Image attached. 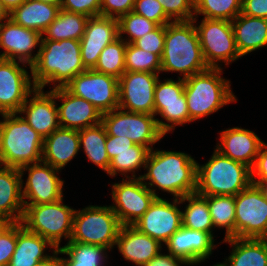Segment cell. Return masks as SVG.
<instances>
[{"mask_svg": "<svg viewBox=\"0 0 267 266\" xmlns=\"http://www.w3.org/2000/svg\"><path fill=\"white\" fill-rule=\"evenodd\" d=\"M106 137L107 132L102 123L79 130L80 148L83 147L90 162L108 173L111 161L105 148Z\"/></svg>", "mask_w": 267, "mask_h": 266, "instance_id": "obj_35", "label": "cell"}, {"mask_svg": "<svg viewBox=\"0 0 267 266\" xmlns=\"http://www.w3.org/2000/svg\"><path fill=\"white\" fill-rule=\"evenodd\" d=\"M231 24L236 46L242 57L267 46V19L240 13Z\"/></svg>", "mask_w": 267, "mask_h": 266, "instance_id": "obj_28", "label": "cell"}, {"mask_svg": "<svg viewBox=\"0 0 267 266\" xmlns=\"http://www.w3.org/2000/svg\"><path fill=\"white\" fill-rule=\"evenodd\" d=\"M208 68L194 22L175 21L166 24L160 72H178L185 79Z\"/></svg>", "mask_w": 267, "mask_h": 266, "instance_id": "obj_3", "label": "cell"}, {"mask_svg": "<svg viewBox=\"0 0 267 266\" xmlns=\"http://www.w3.org/2000/svg\"><path fill=\"white\" fill-rule=\"evenodd\" d=\"M9 18H10V13L6 9L3 2L0 0V23L9 19Z\"/></svg>", "mask_w": 267, "mask_h": 266, "instance_id": "obj_54", "label": "cell"}, {"mask_svg": "<svg viewBox=\"0 0 267 266\" xmlns=\"http://www.w3.org/2000/svg\"><path fill=\"white\" fill-rule=\"evenodd\" d=\"M133 11L158 25L173 22L164 12L158 0H135Z\"/></svg>", "mask_w": 267, "mask_h": 266, "instance_id": "obj_44", "label": "cell"}, {"mask_svg": "<svg viewBox=\"0 0 267 266\" xmlns=\"http://www.w3.org/2000/svg\"><path fill=\"white\" fill-rule=\"evenodd\" d=\"M113 205H110L121 225L135 224L157 198L141 178L122 179L112 185Z\"/></svg>", "mask_w": 267, "mask_h": 266, "instance_id": "obj_14", "label": "cell"}, {"mask_svg": "<svg viewBox=\"0 0 267 266\" xmlns=\"http://www.w3.org/2000/svg\"><path fill=\"white\" fill-rule=\"evenodd\" d=\"M89 17L60 9L54 21L44 30L42 40L59 41L64 39L78 40L85 32Z\"/></svg>", "mask_w": 267, "mask_h": 266, "instance_id": "obj_32", "label": "cell"}, {"mask_svg": "<svg viewBox=\"0 0 267 266\" xmlns=\"http://www.w3.org/2000/svg\"><path fill=\"white\" fill-rule=\"evenodd\" d=\"M42 34L36 30L25 28L16 24L12 19L0 23V48L4 52L0 54L1 59L21 62L23 67L34 64L38 57V51L32 55L35 47L41 46Z\"/></svg>", "mask_w": 267, "mask_h": 266, "instance_id": "obj_19", "label": "cell"}, {"mask_svg": "<svg viewBox=\"0 0 267 266\" xmlns=\"http://www.w3.org/2000/svg\"><path fill=\"white\" fill-rule=\"evenodd\" d=\"M20 63L0 58V114L18 113L36 88Z\"/></svg>", "mask_w": 267, "mask_h": 266, "instance_id": "obj_17", "label": "cell"}, {"mask_svg": "<svg viewBox=\"0 0 267 266\" xmlns=\"http://www.w3.org/2000/svg\"><path fill=\"white\" fill-rule=\"evenodd\" d=\"M252 183L258 185L262 189L265 197L267 198V181H252Z\"/></svg>", "mask_w": 267, "mask_h": 266, "instance_id": "obj_55", "label": "cell"}, {"mask_svg": "<svg viewBox=\"0 0 267 266\" xmlns=\"http://www.w3.org/2000/svg\"><path fill=\"white\" fill-rule=\"evenodd\" d=\"M251 181H267V144L264 142L251 168Z\"/></svg>", "mask_w": 267, "mask_h": 266, "instance_id": "obj_49", "label": "cell"}, {"mask_svg": "<svg viewBox=\"0 0 267 266\" xmlns=\"http://www.w3.org/2000/svg\"><path fill=\"white\" fill-rule=\"evenodd\" d=\"M158 79L154 90V115L158 114L163 120L157 118L159 129L166 135L172 132L175 126L192 122L189 117L187 99L184 94V79L178 80Z\"/></svg>", "mask_w": 267, "mask_h": 266, "instance_id": "obj_13", "label": "cell"}, {"mask_svg": "<svg viewBox=\"0 0 267 266\" xmlns=\"http://www.w3.org/2000/svg\"><path fill=\"white\" fill-rule=\"evenodd\" d=\"M23 176L28 171V177L23 186L22 198L24 205L52 203L63 198L64 180L60 179L58 169L43 161L21 167ZM25 198L29 201H26Z\"/></svg>", "mask_w": 267, "mask_h": 266, "instance_id": "obj_15", "label": "cell"}, {"mask_svg": "<svg viewBox=\"0 0 267 266\" xmlns=\"http://www.w3.org/2000/svg\"><path fill=\"white\" fill-rule=\"evenodd\" d=\"M208 205L214 228L226 229L224 239L235 237V196H208Z\"/></svg>", "mask_w": 267, "mask_h": 266, "instance_id": "obj_36", "label": "cell"}, {"mask_svg": "<svg viewBox=\"0 0 267 266\" xmlns=\"http://www.w3.org/2000/svg\"><path fill=\"white\" fill-rule=\"evenodd\" d=\"M105 148L110 161L123 152H135V143L128 137L107 135Z\"/></svg>", "mask_w": 267, "mask_h": 266, "instance_id": "obj_48", "label": "cell"}, {"mask_svg": "<svg viewBox=\"0 0 267 266\" xmlns=\"http://www.w3.org/2000/svg\"><path fill=\"white\" fill-rule=\"evenodd\" d=\"M197 163L191 155L184 152L151 149L144 168L147 173L138 178L157 198L160 196L156 193V187L171 193L173 198L181 199L196 193Z\"/></svg>", "mask_w": 267, "mask_h": 266, "instance_id": "obj_1", "label": "cell"}, {"mask_svg": "<svg viewBox=\"0 0 267 266\" xmlns=\"http://www.w3.org/2000/svg\"><path fill=\"white\" fill-rule=\"evenodd\" d=\"M165 14L173 21H191L194 18V0H158Z\"/></svg>", "mask_w": 267, "mask_h": 266, "instance_id": "obj_43", "label": "cell"}, {"mask_svg": "<svg viewBox=\"0 0 267 266\" xmlns=\"http://www.w3.org/2000/svg\"><path fill=\"white\" fill-rule=\"evenodd\" d=\"M0 165L20 169L42 161L43 141L18 113L1 114Z\"/></svg>", "mask_w": 267, "mask_h": 266, "instance_id": "obj_4", "label": "cell"}, {"mask_svg": "<svg viewBox=\"0 0 267 266\" xmlns=\"http://www.w3.org/2000/svg\"><path fill=\"white\" fill-rule=\"evenodd\" d=\"M7 222L0 217V229L6 224Z\"/></svg>", "mask_w": 267, "mask_h": 266, "instance_id": "obj_57", "label": "cell"}, {"mask_svg": "<svg viewBox=\"0 0 267 266\" xmlns=\"http://www.w3.org/2000/svg\"><path fill=\"white\" fill-rule=\"evenodd\" d=\"M180 264L187 265V263H185L180 258L174 257L171 253H164L163 255V253L160 252L144 266H181Z\"/></svg>", "mask_w": 267, "mask_h": 266, "instance_id": "obj_51", "label": "cell"}, {"mask_svg": "<svg viewBox=\"0 0 267 266\" xmlns=\"http://www.w3.org/2000/svg\"><path fill=\"white\" fill-rule=\"evenodd\" d=\"M54 96L62 103L57 106L60 127L81 130L101 123L102 113L87 100L70 93L65 87L54 88Z\"/></svg>", "mask_w": 267, "mask_h": 266, "instance_id": "obj_23", "label": "cell"}, {"mask_svg": "<svg viewBox=\"0 0 267 266\" xmlns=\"http://www.w3.org/2000/svg\"><path fill=\"white\" fill-rule=\"evenodd\" d=\"M75 209L63 204V198L37 205H24L22 225L29 231L47 239L56 249L62 237L71 239Z\"/></svg>", "mask_w": 267, "mask_h": 266, "instance_id": "obj_7", "label": "cell"}, {"mask_svg": "<svg viewBox=\"0 0 267 266\" xmlns=\"http://www.w3.org/2000/svg\"><path fill=\"white\" fill-rule=\"evenodd\" d=\"M79 151V130L59 127L44 138L42 161L61 170Z\"/></svg>", "mask_w": 267, "mask_h": 266, "instance_id": "obj_26", "label": "cell"}, {"mask_svg": "<svg viewBox=\"0 0 267 266\" xmlns=\"http://www.w3.org/2000/svg\"><path fill=\"white\" fill-rule=\"evenodd\" d=\"M121 223L109 206L89 205L75 210L69 242H80L113 249Z\"/></svg>", "mask_w": 267, "mask_h": 266, "instance_id": "obj_8", "label": "cell"}, {"mask_svg": "<svg viewBox=\"0 0 267 266\" xmlns=\"http://www.w3.org/2000/svg\"><path fill=\"white\" fill-rule=\"evenodd\" d=\"M107 250L110 249L80 242H67L59 248V254L68 255V258L60 257L61 266H104L107 262Z\"/></svg>", "mask_w": 267, "mask_h": 266, "instance_id": "obj_34", "label": "cell"}, {"mask_svg": "<svg viewBox=\"0 0 267 266\" xmlns=\"http://www.w3.org/2000/svg\"><path fill=\"white\" fill-rule=\"evenodd\" d=\"M101 123L107 135L128 137L150 150L165 135L159 129L155 115L127 112L120 108L102 114Z\"/></svg>", "mask_w": 267, "mask_h": 266, "instance_id": "obj_10", "label": "cell"}, {"mask_svg": "<svg viewBox=\"0 0 267 266\" xmlns=\"http://www.w3.org/2000/svg\"><path fill=\"white\" fill-rule=\"evenodd\" d=\"M179 204L180 199L174 198L173 202H169L161 197L156 198L133 226L165 244L182 226V211L178 208Z\"/></svg>", "mask_w": 267, "mask_h": 266, "instance_id": "obj_18", "label": "cell"}, {"mask_svg": "<svg viewBox=\"0 0 267 266\" xmlns=\"http://www.w3.org/2000/svg\"><path fill=\"white\" fill-rule=\"evenodd\" d=\"M59 10L60 4L26 0L10 13V19L16 24L42 34L50 23L56 19Z\"/></svg>", "mask_w": 267, "mask_h": 266, "instance_id": "obj_30", "label": "cell"}, {"mask_svg": "<svg viewBox=\"0 0 267 266\" xmlns=\"http://www.w3.org/2000/svg\"><path fill=\"white\" fill-rule=\"evenodd\" d=\"M47 247L56 249L47 239L17 222V245L8 266H36L39 261L50 256L44 254Z\"/></svg>", "mask_w": 267, "mask_h": 266, "instance_id": "obj_29", "label": "cell"}, {"mask_svg": "<svg viewBox=\"0 0 267 266\" xmlns=\"http://www.w3.org/2000/svg\"><path fill=\"white\" fill-rule=\"evenodd\" d=\"M37 1H42V2H47L51 4H60L61 0H37Z\"/></svg>", "mask_w": 267, "mask_h": 266, "instance_id": "obj_56", "label": "cell"}, {"mask_svg": "<svg viewBox=\"0 0 267 266\" xmlns=\"http://www.w3.org/2000/svg\"><path fill=\"white\" fill-rule=\"evenodd\" d=\"M125 71L160 74L161 57L127 43L125 49Z\"/></svg>", "mask_w": 267, "mask_h": 266, "instance_id": "obj_40", "label": "cell"}, {"mask_svg": "<svg viewBox=\"0 0 267 266\" xmlns=\"http://www.w3.org/2000/svg\"><path fill=\"white\" fill-rule=\"evenodd\" d=\"M23 212L20 170L0 165V217L6 222H21Z\"/></svg>", "mask_w": 267, "mask_h": 266, "instance_id": "obj_27", "label": "cell"}, {"mask_svg": "<svg viewBox=\"0 0 267 266\" xmlns=\"http://www.w3.org/2000/svg\"><path fill=\"white\" fill-rule=\"evenodd\" d=\"M101 0H61L60 9L83 14L88 17L100 16Z\"/></svg>", "mask_w": 267, "mask_h": 266, "instance_id": "obj_46", "label": "cell"}, {"mask_svg": "<svg viewBox=\"0 0 267 266\" xmlns=\"http://www.w3.org/2000/svg\"><path fill=\"white\" fill-rule=\"evenodd\" d=\"M241 13L267 19V0H242Z\"/></svg>", "mask_w": 267, "mask_h": 266, "instance_id": "obj_50", "label": "cell"}, {"mask_svg": "<svg viewBox=\"0 0 267 266\" xmlns=\"http://www.w3.org/2000/svg\"><path fill=\"white\" fill-rule=\"evenodd\" d=\"M195 27L208 67L221 68L219 62L229 65L242 57L236 46L231 21L202 18Z\"/></svg>", "mask_w": 267, "mask_h": 266, "instance_id": "obj_9", "label": "cell"}, {"mask_svg": "<svg viewBox=\"0 0 267 266\" xmlns=\"http://www.w3.org/2000/svg\"><path fill=\"white\" fill-rule=\"evenodd\" d=\"M159 74L125 71L118 79V108L154 115V90Z\"/></svg>", "mask_w": 267, "mask_h": 266, "instance_id": "obj_16", "label": "cell"}, {"mask_svg": "<svg viewBox=\"0 0 267 266\" xmlns=\"http://www.w3.org/2000/svg\"><path fill=\"white\" fill-rule=\"evenodd\" d=\"M231 245L232 251L224 266H267V249L262 239L232 237L220 243Z\"/></svg>", "mask_w": 267, "mask_h": 266, "instance_id": "obj_31", "label": "cell"}, {"mask_svg": "<svg viewBox=\"0 0 267 266\" xmlns=\"http://www.w3.org/2000/svg\"><path fill=\"white\" fill-rule=\"evenodd\" d=\"M242 0H194V18L196 23L199 14L206 19L232 21L241 13Z\"/></svg>", "mask_w": 267, "mask_h": 266, "instance_id": "obj_37", "label": "cell"}, {"mask_svg": "<svg viewBox=\"0 0 267 266\" xmlns=\"http://www.w3.org/2000/svg\"><path fill=\"white\" fill-rule=\"evenodd\" d=\"M64 87L73 95L87 100L102 114L119 106L118 78L112 75L87 69Z\"/></svg>", "mask_w": 267, "mask_h": 266, "instance_id": "obj_12", "label": "cell"}, {"mask_svg": "<svg viewBox=\"0 0 267 266\" xmlns=\"http://www.w3.org/2000/svg\"><path fill=\"white\" fill-rule=\"evenodd\" d=\"M266 246L267 249V235H265L263 238H261Z\"/></svg>", "mask_w": 267, "mask_h": 266, "instance_id": "obj_58", "label": "cell"}, {"mask_svg": "<svg viewBox=\"0 0 267 266\" xmlns=\"http://www.w3.org/2000/svg\"><path fill=\"white\" fill-rule=\"evenodd\" d=\"M213 266H224L222 263L214 264Z\"/></svg>", "mask_w": 267, "mask_h": 266, "instance_id": "obj_59", "label": "cell"}, {"mask_svg": "<svg viewBox=\"0 0 267 266\" xmlns=\"http://www.w3.org/2000/svg\"><path fill=\"white\" fill-rule=\"evenodd\" d=\"M52 256L50 255L45 260L39 261L36 266H61L59 255V248L52 251Z\"/></svg>", "mask_w": 267, "mask_h": 266, "instance_id": "obj_52", "label": "cell"}, {"mask_svg": "<svg viewBox=\"0 0 267 266\" xmlns=\"http://www.w3.org/2000/svg\"><path fill=\"white\" fill-rule=\"evenodd\" d=\"M267 235V198L251 183L235 196V237L261 239Z\"/></svg>", "mask_w": 267, "mask_h": 266, "instance_id": "obj_11", "label": "cell"}, {"mask_svg": "<svg viewBox=\"0 0 267 266\" xmlns=\"http://www.w3.org/2000/svg\"><path fill=\"white\" fill-rule=\"evenodd\" d=\"M135 0H101L100 16L118 19L133 11Z\"/></svg>", "mask_w": 267, "mask_h": 266, "instance_id": "obj_47", "label": "cell"}, {"mask_svg": "<svg viewBox=\"0 0 267 266\" xmlns=\"http://www.w3.org/2000/svg\"><path fill=\"white\" fill-rule=\"evenodd\" d=\"M17 245V222H7L0 229V266H8Z\"/></svg>", "mask_w": 267, "mask_h": 266, "instance_id": "obj_42", "label": "cell"}, {"mask_svg": "<svg viewBox=\"0 0 267 266\" xmlns=\"http://www.w3.org/2000/svg\"><path fill=\"white\" fill-rule=\"evenodd\" d=\"M251 183L250 167L216 149L207 163H197L196 193L201 196H236Z\"/></svg>", "mask_w": 267, "mask_h": 266, "instance_id": "obj_6", "label": "cell"}, {"mask_svg": "<svg viewBox=\"0 0 267 266\" xmlns=\"http://www.w3.org/2000/svg\"><path fill=\"white\" fill-rule=\"evenodd\" d=\"M117 20L119 38L123 39L126 43H133L135 40L152 32L159 26L154 21L146 19L134 11L120 16ZM122 34H127L126 36H128V38L126 37L124 39Z\"/></svg>", "mask_w": 267, "mask_h": 266, "instance_id": "obj_41", "label": "cell"}, {"mask_svg": "<svg viewBox=\"0 0 267 266\" xmlns=\"http://www.w3.org/2000/svg\"><path fill=\"white\" fill-rule=\"evenodd\" d=\"M214 238L207 232L196 231L181 226L165 243L167 250L174 257L180 258L187 265L204 262L216 248Z\"/></svg>", "mask_w": 267, "mask_h": 266, "instance_id": "obj_22", "label": "cell"}, {"mask_svg": "<svg viewBox=\"0 0 267 266\" xmlns=\"http://www.w3.org/2000/svg\"><path fill=\"white\" fill-rule=\"evenodd\" d=\"M127 43L118 38L100 53L95 71L120 78L125 72V49Z\"/></svg>", "mask_w": 267, "mask_h": 266, "instance_id": "obj_38", "label": "cell"}, {"mask_svg": "<svg viewBox=\"0 0 267 266\" xmlns=\"http://www.w3.org/2000/svg\"><path fill=\"white\" fill-rule=\"evenodd\" d=\"M18 114H25L22 117L43 139L48 137L60 127L54 88L45 93L42 88L36 87L28 95Z\"/></svg>", "mask_w": 267, "mask_h": 266, "instance_id": "obj_20", "label": "cell"}, {"mask_svg": "<svg viewBox=\"0 0 267 266\" xmlns=\"http://www.w3.org/2000/svg\"><path fill=\"white\" fill-rule=\"evenodd\" d=\"M184 202H187L188 205L182 211V226L191 230L207 232L214 238L212 233L214 225L210 215L208 196L193 193L180 199L181 204Z\"/></svg>", "mask_w": 267, "mask_h": 266, "instance_id": "obj_33", "label": "cell"}, {"mask_svg": "<svg viewBox=\"0 0 267 266\" xmlns=\"http://www.w3.org/2000/svg\"><path fill=\"white\" fill-rule=\"evenodd\" d=\"M85 70L87 69L82 62L80 41L42 40L38 57L31 66V75L35 87L44 89L52 83L53 87L57 88L66 86Z\"/></svg>", "mask_w": 267, "mask_h": 266, "instance_id": "obj_2", "label": "cell"}, {"mask_svg": "<svg viewBox=\"0 0 267 266\" xmlns=\"http://www.w3.org/2000/svg\"><path fill=\"white\" fill-rule=\"evenodd\" d=\"M216 150L223 156L252 168L261 145L264 143L253 131L239 127L221 131Z\"/></svg>", "mask_w": 267, "mask_h": 266, "instance_id": "obj_24", "label": "cell"}, {"mask_svg": "<svg viewBox=\"0 0 267 266\" xmlns=\"http://www.w3.org/2000/svg\"><path fill=\"white\" fill-rule=\"evenodd\" d=\"M5 5L9 13H12L17 7H19L26 0H1Z\"/></svg>", "mask_w": 267, "mask_h": 266, "instance_id": "obj_53", "label": "cell"}, {"mask_svg": "<svg viewBox=\"0 0 267 266\" xmlns=\"http://www.w3.org/2000/svg\"><path fill=\"white\" fill-rule=\"evenodd\" d=\"M165 42V25H159L155 30L145 34L132 44L145 51L162 57Z\"/></svg>", "mask_w": 267, "mask_h": 266, "instance_id": "obj_45", "label": "cell"}, {"mask_svg": "<svg viewBox=\"0 0 267 266\" xmlns=\"http://www.w3.org/2000/svg\"><path fill=\"white\" fill-rule=\"evenodd\" d=\"M115 245L125 260L144 266L161 252L163 244L133 225H122Z\"/></svg>", "mask_w": 267, "mask_h": 266, "instance_id": "obj_25", "label": "cell"}, {"mask_svg": "<svg viewBox=\"0 0 267 266\" xmlns=\"http://www.w3.org/2000/svg\"><path fill=\"white\" fill-rule=\"evenodd\" d=\"M150 149L146 146L135 144V152L118 153L110 162L108 175L115 177L121 173L126 178H136L135 172L141 167L145 168ZM131 173L132 176L126 174Z\"/></svg>", "mask_w": 267, "mask_h": 266, "instance_id": "obj_39", "label": "cell"}, {"mask_svg": "<svg viewBox=\"0 0 267 266\" xmlns=\"http://www.w3.org/2000/svg\"><path fill=\"white\" fill-rule=\"evenodd\" d=\"M119 38L118 20L112 17H89L80 39L81 58L86 69H94L103 49Z\"/></svg>", "mask_w": 267, "mask_h": 266, "instance_id": "obj_21", "label": "cell"}, {"mask_svg": "<svg viewBox=\"0 0 267 266\" xmlns=\"http://www.w3.org/2000/svg\"><path fill=\"white\" fill-rule=\"evenodd\" d=\"M222 68H211L184 79V94L190 120L208 116L237 101L230 81L221 77Z\"/></svg>", "mask_w": 267, "mask_h": 266, "instance_id": "obj_5", "label": "cell"}]
</instances>
